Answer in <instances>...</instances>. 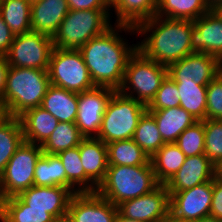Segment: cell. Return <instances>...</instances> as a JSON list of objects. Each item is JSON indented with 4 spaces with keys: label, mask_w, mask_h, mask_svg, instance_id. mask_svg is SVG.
I'll use <instances>...</instances> for the list:
<instances>
[{
    "label": "cell",
    "mask_w": 222,
    "mask_h": 222,
    "mask_svg": "<svg viewBox=\"0 0 222 222\" xmlns=\"http://www.w3.org/2000/svg\"><path fill=\"white\" fill-rule=\"evenodd\" d=\"M23 141V130L19 117H10L0 126V175Z\"/></svg>",
    "instance_id": "cell-34"
},
{
    "label": "cell",
    "mask_w": 222,
    "mask_h": 222,
    "mask_svg": "<svg viewBox=\"0 0 222 222\" xmlns=\"http://www.w3.org/2000/svg\"><path fill=\"white\" fill-rule=\"evenodd\" d=\"M14 37L15 35L11 32L0 14V55H5L8 52Z\"/></svg>",
    "instance_id": "cell-42"
},
{
    "label": "cell",
    "mask_w": 222,
    "mask_h": 222,
    "mask_svg": "<svg viewBox=\"0 0 222 222\" xmlns=\"http://www.w3.org/2000/svg\"><path fill=\"white\" fill-rule=\"evenodd\" d=\"M146 111L145 104L117 90L107 105L97 139L105 144L133 139L138 122Z\"/></svg>",
    "instance_id": "cell-6"
},
{
    "label": "cell",
    "mask_w": 222,
    "mask_h": 222,
    "mask_svg": "<svg viewBox=\"0 0 222 222\" xmlns=\"http://www.w3.org/2000/svg\"><path fill=\"white\" fill-rule=\"evenodd\" d=\"M159 185L151 161L146 165L108 166L104 181L97 192L113 205L151 192Z\"/></svg>",
    "instance_id": "cell-4"
},
{
    "label": "cell",
    "mask_w": 222,
    "mask_h": 222,
    "mask_svg": "<svg viewBox=\"0 0 222 222\" xmlns=\"http://www.w3.org/2000/svg\"><path fill=\"white\" fill-rule=\"evenodd\" d=\"M112 7L117 15L114 24L135 28L155 16L157 0H118Z\"/></svg>",
    "instance_id": "cell-26"
},
{
    "label": "cell",
    "mask_w": 222,
    "mask_h": 222,
    "mask_svg": "<svg viewBox=\"0 0 222 222\" xmlns=\"http://www.w3.org/2000/svg\"><path fill=\"white\" fill-rule=\"evenodd\" d=\"M9 64L7 63L6 56L0 55V101L4 98V91L6 87V77L9 69Z\"/></svg>",
    "instance_id": "cell-43"
},
{
    "label": "cell",
    "mask_w": 222,
    "mask_h": 222,
    "mask_svg": "<svg viewBox=\"0 0 222 222\" xmlns=\"http://www.w3.org/2000/svg\"><path fill=\"white\" fill-rule=\"evenodd\" d=\"M19 119L24 141L36 145H42L58 124V120L41 106L28 109Z\"/></svg>",
    "instance_id": "cell-21"
},
{
    "label": "cell",
    "mask_w": 222,
    "mask_h": 222,
    "mask_svg": "<svg viewBox=\"0 0 222 222\" xmlns=\"http://www.w3.org/2000/svg\"><path fill=\"white\" fill-rule=\"evenodd\" d=\"M193 23L192 51L212 55L222 63V17L211 9Z\"/></svg>",
    "instance_id": "cell-16"
},
{
    "label": "cell",
    "mask_w": 222,
    "mask_h": 222,
    "mask_svg": "<svg viewBox=\"0 0 222 222\" xmlns=\"http://www.w3.org/2000/svg\"><path fill=\"white\" fill-rule=\"evenodd\" d=\"M118 212L129 219L141 222H161L170 217V194L165 184L151 192L119 204Z\"/></svg>",
    "instance_id": "cell-13"
},
{
    "label": "cell",
    "mask_w": 222,
    "mask_h": 222,
    "mask_svg": "<svg viewBox=\"0 0 222 222\" xmlns=\"http://www.w3.org/2000/svg\"><path fill=\"white\" fill-rule=\"evenodd\" d=\"M118 207L98 192L74 193L68 206L72 222H115Z\"/></svg>",
    "instance_id": "cell-15"
},
{
    "label": "cell",
    "mask_w": 222,
    "mask_h": 222,
    "mask_svg": "<svg viewBox=\"0 0 222 222\" xmlns=\"http://www.w3.org/2000/svg\"><path fill=\"white\" fill-rule=\"evenodd\" d=\"M121 31L136 33L134 27L115 24L114 28L91 38L79 49L95 86L118 90L123 83L125 69L137 44L130 46L120 37L118 32Z\"/></svg>",
    "instance_id": "cell-1"
},
{
    "label": "cell",
    "mask_w": 222,
    "mask_h": 222,
    "mask_svg": "<svg viewBox=\"0 0 222 222\" xmlns=\"http://www.w3.org/2000/svg\"><path fill=\"white\" fill-rule=\"evenodd\" d=\"M180 93V106L197 121L206 120L207 85H199L194 81L176 82Z\"/></svg>",
    "instance_id": "cell-31"
},
{
    "label": "cell",
    "mask_w": 222,
    "mask_h": 222,
    "mask_svg": "<svg viewBox=\"0 0 222 222\" xmlns=\"http://www.w3.org/2000/svg\"><path fill=\"white\" fill-rule=\"evenodd\" d=\"M70 10H110L105 0H67Z\"/></svg>",
    "instance_id": "cell-41"
},
{
    "label": "cell",
    "mask_w": 222,
    "mask_h": 222,
    "mask_svg": "<svg viewBox=\"0 0 222 222\" xmlns=\"http://www.w3.org/2000/svg\"><path fill=\"white\" fill-rule=\"evenodd\" d=\"M111 10H70L53 36L54 47L79 50L91 38L112 27Z\"/></svg>",
    "instance_id": "cell-5"
},
{
    "label": "cell",
    "mask_w": 222,
    "mask_h": 222,
    "mask_svg": "<svg viewBox=\"0 0 222 222\" xmlns=\"http://www.w3.org/2000/svg\"><path fill=\"white\" fill-rule=\"evenodd\" d=\"M70 11L67 0H39L31 3V29L53 38Z\"/></svg>",
    "instance_id": "cell-19"
},
{
    "label": "cell",
    "mask_w": 222,
    "mask_h": 222,
    "mask_svg": "<svg viewBox=\"0 0 222 222\" xmlns=\"http://www.w3.org/2000/svg\"><path fill=\"white\" fill-rule=\"evenodd\" d=\"M48 74L50 84L77 94L95 87L79 50L54 47Z\"/></svg>",
    "instance_id": "cell-8"
},
{
    "label": "cell",
    "mask_w": 222,
    "mask_h": 222,
    "mask_svg": "<svg viewBox=\"0 0 222 222\" xmlns=\"http://www.w3.org/2000/svg\"><path fill=\"white\" fill-rule=\"evenodd\" d=\"M46 210L30 209L18 196L0 200V222H53Z\"/></svg>",
    "instance_id": "cell-27"
},
{
    "label": "cell",
    "mask_w": 222,
    "mask_h": 222,
    "mask_svg": "<svg viewBox=\"0 0 222 222\" xmlns=\"http://www.w3.org/2000/svg\"><path fill=\"white\" fill-rule=\"evenodd\" d=\"M169 194L170 217L179 222H193L210 214L213 180Z\"/></svg>",
    "instance_id": "cell-12"
},
{
    "label": "cell",
    "mask_w": 222,
    "mask_h": 222,
    "mask_svg": "<svg viewBox=\"0 0 222 222\" xmlns=\"http://www.w3.org/2000/svg\"><path fill=\"white\" fill-rule=\"evenodd\" d=\"M79 154L85 175L98 187L108 169L106 144L97 138H84L79 145Z\"/></svg>",
    "instance_id": "cell-20"
},
{
    "label": "cell",
    "mask_w": 222,
    "mask_h": 222,
    "mask_svg": "<svg viewBox=\"0 0 222 222\" xmlns=\"http://www.w3.org/2000/svg\"><path fill=\"white\" fill-rule=\"evenodd\" d=\"M148 112L154 117L164 143H175L186 128L197 122L181 106Z\"/></svg>",
    "instance_id": "cell-22"
},
{
    "label": "cell",
    "mask_w": 222,
    "mask_h": 222,
    "mask_svg": "<svg viewBox=\"0 0 222 222\" xmlns=\"http://www.w3.org/2000/svg\"><path fill=\"white\" fill-rule=\"evenodd\" d=\"M180 93L177 89L176 82L168 75L161 82L154 98L147 105V111H155L165 108L180 106Z\"/></svg>",
    "instance_id": "cell-38"
},
{
    "label": "cell",
    "mask_w": 222,
    "mask_h": 222,
    "mask_svg": "<svg viewBox=\"0 0 222 222\" xmlns=\"http://www.w3.org/2000/svg\"><path fill=\"white\" fill-rule=\"evenodd\" d=\"M0 14L15 36L32 31L31 3L27 0H0Z\"/></svg>",
    "instance_id": "cell-30"
},
{
    "label": "cell",
    "mask_w": 222,
    "mask_h": 222,
    "mask_svg": "<svg viewBox=\"0 0 222 222\" xmlns=\"http://www.w3.org/2000/svg\"><path fill=\"white\" fill-rule=\"evenodd\" d=\"M206 119L222 120V70L207 85Z\"/></svg>",
    "instance_id": "cell-39"
},
{
    "label": "cell",
    "mask_w": 222,
    "mask_h": 222,
    "mask_svg": "<svg viewBox=\"0 0 222 222\" xmlns=\"http://www.w3.org/2000/svg\"><path fill=\"white\" fill-rule=\"evenodd\" d=\"M49 85L48 70L10 66L2 100L10 117H19L28 109L41 106Z\"/></svg>",
    "instance_id": "cell-3"
},
{
    "label": "cell",
    "mask_w": 222,
    "mask_h": 222,
    "mask_svg": "<svg viewBox=\"0 0 222 222\" xmlns=\"http://www.w3.org/2000/svg\"><path fill=\"white\" fill-rule=\"evenodd\" d=\"M216 176L222 179V162L216 166Z\"/></svg>",
    "instance_id": "cell-49"
},
{
    "label": "cell",
    "mask_w": 222,
    "mask_h": 222,
    "mask_svg": "<svg viewBox=\"0 0 222 222\" xmlns=\"http://www.w3.org/2000/svg\"><path fill=\"white\" fill-rule=\"evenodd\" d=\"M57 155L66 171V187L68 189L73 193L97 192L98 187L85 175L79 146L69 148Z\"/></svg>",
    "instance_id": "cell-24"
},
{
    "label": "cell",
    "mask_w": 222,
    "mask_h": 222,
    "mask_svg": "<svg viewBox=\"0 0 222 222\" xmlns=\"http://www.w3.org/2000/svg\"><path fill=\"white\" fill-rule=\"evenodd\" d=\"M53 48L52 37L30 31L16 35L5 56L12 67L48 70Z\"/></svg>",
    "instance_id": "cell-10"
},
{
    "label": "cell",
    "mask_w": 222,
    "mask_h": 222,
    "mask_svg": "<svg viewBox=\"0 0 222 222\" xmlns=\"http://www.w3.org/2000/svg\"><path fill=\"white\" fill-rule=\"evenodd\" d=\"M28 2L30 3H33V2H36V1H39V0H27Z\"/></svg>",
    "instance_id": "cell-53"
},
{
    "label": "cell",
    "mask_w": 222,
    "mask_h": 222,
    "mask_svg": "<svg viewBox=\"0 0 222 222\" xmlns=\"http://www.w3.org/2000/svg\"><path fill=\"white\" fill-rule=\"evenodd\" d=\"M209 215L218 219L222 217V179L217 176L213 179V197Z\"/></svg>",
    "instance_id": "cell-40"
},
{
    "label": "cell",
    "mask_w": 222,
    "mask_h": 222,
    "mask_svg": "<svg viewBox=\"0 0 222 222\" xmlns=\"http://www.w3.org/2000/svg\"><path fill=\"white\" fill-rule=\"evenodd\" d=\"M84 139L75 123L58 122L55 130L41 145L43 153L58 154L80 145Z\"/></svg>",
    "instance_id": "cell-33"
},
{
    "label": "cell",
    "mask_w": 222,
    "mask_h": 222,
    "mask_svg": "<svg viewBox=\"0 0 222 222\" xmlns=\"http://www.w3.org/2000/svg\"><path fill=\"white\" fill-rule=\"evenodd\" d=\"M34 186L66 187V171L57 154L43 153L37 160Z\"/></svg>",
    "instance_id": "cell-32"
},
{
    "label": "cell",
    "mask_w": 222,
    "mask_h": 222,
    "mask_svg": "<svg viewBox=\"0 0 222 222\" xmlns=\"http://www.w3.org/2000/svg\"><path fill=\"white\" fill-rule=\"evenodd\" d=\"M41 107L58 122L75 123L78 112V94L50 84Z\"/></svg>",
    "instance_id": "cell-23"
},
{
    "label": "cell",
    "mask_w": 222,
    "mask_h": 222,
    "mask_svg": "<svg viewBox=\"0 0 222 222\" xmlns=\"http://www.w3.org/2000/svg\"><path fill=\"white\" fill-rule=\"evenodd\" d=\"M133 140L149 158L165 144L154 117L148 111L140 118Z\"/></svg>",
    "instance_id": "cell-35"
},
{
    "label": "cell",
    "mask_w": 222,
    "mask_h": 222,
    "mask_svg": "<svg viewBox=\"0 0 222 222\" xmlns=\"http://www.w3.org/2000/svg\"><path fill=\"white\" fill-rule=\"evenodd\" d=\"M115 222H141V221H136L134 219L126 218L118 212L115 218Z\"/></svg>",
    "instance_id": "cell-46"
},
{
    "label": "cell",
    "mask_w": 222,
    "mask_h": 222,
    "mask_svg": "<svg viewBox=\"0 0 222 222\" xmlns=\"http://www.w3.org/2000/svg\"><path fill=\"white\" fill-rule=\"evenodd\" d=\"M185 159V154L175 143H165L150 158L157 182L166 184L178 172Z\"/></svg>",
    "instance_id": "cell-25"
},
{
    "label": "cell",
    "mask_w": 222,
    "mask_h": 222,
    "mask_svg": "<svg viewBox=\"0 0 222 222\" xmlns=\"http://www.w3.org/2000/svg\"><path fill=\"white\" fill-rule=\"evenodd\" d=\"M106 3L109 5L110 8L118 1V0H105Z\"/></svg>",
    "instance_id": "cell-51"
},
{
    "label": "cell",
    "mask_w": 222,
    "mask_h": 222,
    "mask_svg": "<svg viewBox=\"0 0 222 222\" xmlns=\"http://www.w3.org/2000/svg\"><path fill=\"white\" fill-rule=\"evenodd\" d=\"M205 1L210 9H215L222 3V0H205Z\"/></svg>",
    "instance_id": "cell-47"
},
{
    "label": "cell",
    "mask_w": 222,
    "mask_h": 222,
    "mask_svg": "<svg viewBox=\"0 0 222 222\" xmlns=\"http://www.w3.org/2000/svg\"><path fill=\"white\" fill-rule=\"evenodd\" d=\"M53 222H72L71 218L68 215L55 218Z\"/></svg>",
    "instance_id": "cell-48"
},
{
    "label": "cell",
    "mask_w": 222,
    "mask_h": 222,
    "mask_svg": "<svg viewBox=\"0 0 222 222\" xmlns=\"http://www.w3.org/2000/svg\"><path fill=\"white\" fill-rule=\"evenodd\" d=\"M108 166L146 165L150 158L133 139L106 144Z\"/></svg>",
    "instance_id": "cell-29"
},
{
    "label": "cell",
    "mask_w": 222,
    "mask_h": 222,
    "mask_svg": "<svg viewBox=\"0 0 222 222\" xmlns=\"http://www.w3.org/2000/svg\"><path fill=\"white\" fill-rule=\"evenodd\" d=\"M116 89L95 86L78 94L75 124L84 138H97L102 119Z\"/></svg>",
    "instance_id": "cell-11"
},
{
    "label": "cell",
    "mask_w": 222,
    "mask_h": 222,
    "mask_svg": "<svg viewBox=\"0 0 222 222\" xmlns=\"http://www.w3.org/2000/svg\"><path fill=\"white\" fill-rule=\"evenodd\" d=\"M10 118L7 106L0 101V126Z\"/></svg>",
    "instance_id": "cell-44"
},
{
    "label": "cell",
    "mask_w": 222,
    "mask_h": 222,
    "mask_svg": "<svg viewBox=\"0 0 222 222\" xmlns=\"http://www.w3.org/2000/svg\"><path fill=\"white\" fill-rule=\"evenodd\" d=\"M161 222H179V221H175L171 217H168L167 219L162 220Z\"/></svg>",
    "instance_id": "cell-52"
},
{
    "label": "cell",
    "mask_w": 222,
    "mask_h": 222,
    "mask_svg": "<svg viewBox=\"0 0 222 222\" xmlns=\"http://www.w3.org/2000/svg\"><path fill=\"white\" fill-rule=\"evenodd\" d=\"M167 75L168 67L147 58L136 50L128 61L123 83L118 91L147 106Z\"/></svg>",
    "instance_id": "cell-7"
},
{
    "label": "cell",
    "mask_w": 222,
    "mask_h": 222,
    "mask_svg": "<svg viewBox=\"0 0 222 222\" xmlns=\"http://www.w3.org/2000/svg\"><path fill=\"white\" fill-rule=\"evenodd\" d=\"M73 192L60 186H31L18 197L30 209L46 210L54 218L68 214V206Z\"/></svg>",
    "instance_id": "cell-17"
},
{
    "label": "cell",
    "mask_w": 222,
    "mask_h": 222,
    "mask_svg": "<svg viewBox=\"0 0 222 222\" xmlns=\"http://www.w3.org/2000/svg\"><path fill=\"white\" fill-rule=\"evenodd\" d=\"M42 154L41 145L23 141L0 175V200L18 196L34 185L35 165Z\"/></svg>",
    "instance_id": "cell-9"
},
{
    "label": "cell",
    "mask_w": 222,
    "mask_h": 222,
    "mask_svg": "<svg viewBox=\"0 0 222 222\" xmlns=\"http://www.w3.org/2000/svg\"><path fill=\"white\" fill-rule=\"evenodd\" d=\"M216 176V166L205 156L186 157L178 172L165 184L169 193L191 189L211 181Z\"/></svg>",
    "instance_id": "cell-18"
},
{
    "label": "cell",
    "mask_w": 222,
    "mask_h": 222,
    "mask_svg": "<svg viewBox=\"0 0 222 222\" xmlns=\"http://www.w3.org/2000/svg\"><path fill=\"white\" fill-rule=\"evenodd\" d=\"M222 17V3L214 9Z\"/></svg>",
    "instance_id": "cell-50"
},
{
    "label": "cell",
    "mask_w": 222,
    "mask_h": 222,
    "mask_svg": "<svg viewBox=\"0 0 222 222\" xmlns=\"http://www.w3.org/2000/svg\"><path fill=\"white\" fill-rule=\"evenodd\" d=\"M222 70V63L214 56L194 52L168 67V76L175 82L194 81L208 85Z\"/></svg>",
    "instance_id": "cell-14"
},
{
    "label": "cell",
    "mask_w": 222,
    "mask_h": 222,
    "mask_svg": "<svg viewBox=\"0 0 222 222\" xmlns=\"http://www.w3.org/2000/svg\"><path fill=\"white\" fill-rule=\"evenodd\" d=\"M193 25V20L155 15L135 27L137 34L146 36L141 43L137 42V50L147 58L169 67L194 53L191 47Z\"/></svg>",
    "instance_id": "cell-2"
},
{
    "label": "cell",
    "mask_w": 222,
    "mask_h": 222,
    "mask_svg": "<svg viewBox=\"0 0 222 222\" xmlns=\"http://www.w3.org/2000/svg\"><path fill=\"white\" fill-rule=\"evenodd\" d=\"M175 144L186 157L205 154L204 120L197 121L186 128L177 138Z\"/></svg>",
    "instance_id": "cell-36"
},
{
    "label": "cell",
    "mask_w": 222,
    "mask_h": 222,
    "mask_svg": "<svg viewBox=\"0 0 222 222\" xmlns=\"http://www.w3.org/2000/svg\"><path fill=\"white\" fill-rule=\"evenodd\" d=\"M210 10L205 0H157L155 15L194 21Z\"/></svg>",
    "instance_id": "cell-28"
},
{
    "label": "cell",
    "mask_w": 222,
    "mask_h": 222,
    "mask_svg": "<svg viewBox=\"0 0 222 222\" xmlns=\"http://www.w3.org/2000/svg\"><path fill=\"white\" fill-rule=\"evenodd\" d=\"M205 156L215 165L222 162V120H204Z\"/></svg>",
    "instance_id": "cell-37"
},
{
    "label": "cell",
    "mask_w": 222,
    "mask_h": 222,
    "mask_svg": "<svg viewBox=\"0 0 222 222\" xmlns=\"http://www.w3.org/2000/svg\"><path fill=\"white\" fill-rule=\"evenodd\" d=\"M193 222H221V221L220 219L215 218L214 216L208 215Z\"/></svg>",
    "instance_id": "cell-45"
}]
</instances>
